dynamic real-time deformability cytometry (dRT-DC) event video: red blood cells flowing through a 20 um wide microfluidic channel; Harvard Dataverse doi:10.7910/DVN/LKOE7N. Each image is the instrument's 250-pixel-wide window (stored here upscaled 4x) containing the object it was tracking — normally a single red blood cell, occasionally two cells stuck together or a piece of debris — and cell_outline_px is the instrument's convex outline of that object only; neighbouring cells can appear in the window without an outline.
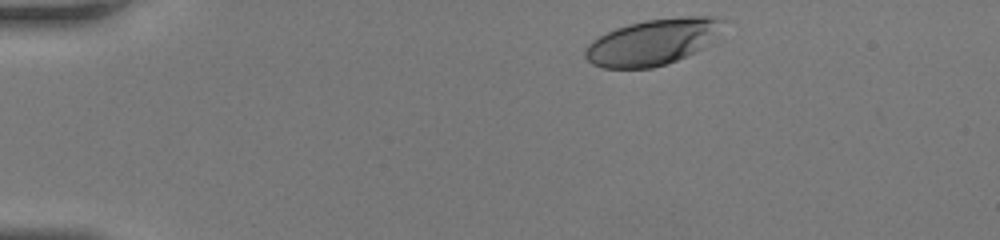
{"species": "human", "species_latin": "Homo sapiens", "temperature_condition": "room temperature", "stored_images_in_passage": 33, "camera_frame_rate_fps": 3000, "um_per_image_px": 0.085, "donor": {"sex": "female"}, "frame": {"image": 1, "passage_image": 2, "time_ms": 0.333, "image_size_px": [1000, 240], "cell_outline_px": [[728, 20], [696, 52], [676, 60], [652, 68], [604, 68], [592, 64], [584, 56], [584, 52], [588, 44], [592, 40], [616, 28], [628, 24], [644, 20], [680, 16], [708, 16]], "centroid_in_image_um": [55.42, 3.56], "position_along_channel_um": 29.6, "area_um2": 36.47}}
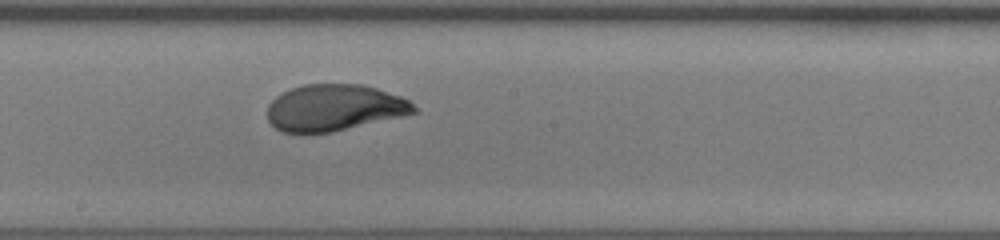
{"frame": {"image": 2, "passage_image": 20, "time_ms": 6.333, "image_size_px": [1000, 240], "cell_outline_px": [[420, 108], [416, 112], [400, 116], [332, 132], [280, 132], [268, 120], [268, 104], [280, 92], [304, 84], [360, 84], [376, 88], [400, 96], [408, 100]], "centroid_in_image_um": [28.4, 9.14], "position_along_channel_um": 219.8, "area_um2": 39.48}}
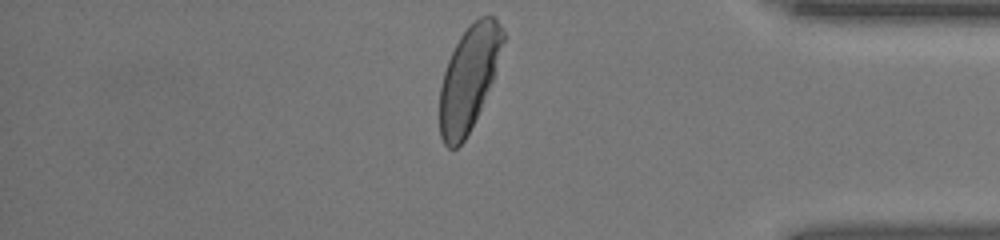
{"frame": {"image": 3, "passage_image": 33, "time_ms": 10.667, "image_size_px": [1000, 240], "cell_outline_px": [[504, 40], [492, 80], [480, 108], [464, 140], [456, 148], [448, 148], [444, 144], [440, 136], [440, 88], [444, 72], [448, 60], [460, 36], [480, 16], [492, 16], [500, 24], [504, 32]], "centroid_in_image_um": [39.83, 6.65], "position_along_channel_um": 395.4, "area_um2": 37.34}}